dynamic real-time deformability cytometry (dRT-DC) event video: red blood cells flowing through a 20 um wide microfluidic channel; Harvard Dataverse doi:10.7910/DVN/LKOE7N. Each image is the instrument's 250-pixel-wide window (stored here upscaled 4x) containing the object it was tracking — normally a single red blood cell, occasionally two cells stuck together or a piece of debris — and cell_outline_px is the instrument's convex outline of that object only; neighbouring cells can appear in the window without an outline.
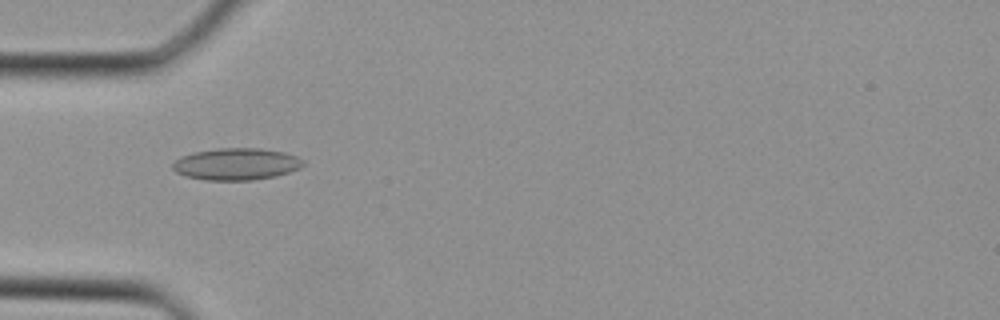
{"species": "Egyptian fruit bat (a non-hibernating species)", "species_latin": "Rousettus aegyptiacus", "temperature_condition": "cold", "stored_images_in_passage": 35, "camera_frame_rate_fps": 3000, "um_per_image_px": 0.085, "animal": {"sex": "female"}, "frame": {"image": 1, "passage_image": 11, "time_ms": 3.333, "image_size_px": [1000, 320], "cell_outline_px": [[304, 164], [300, 168], [276, 176], [252, 180], [204, 180], [188, 176], [176, 172], [172, 168], [172, 164], [180, 156], [192, 152], [220, 148], [260, 148], [284, 152], [296, 156], [304, 160]], "centroid_in_image_um": [20.09, 13.94], "position_along_channel_um": 64.9, "area_um2": 24.28}}
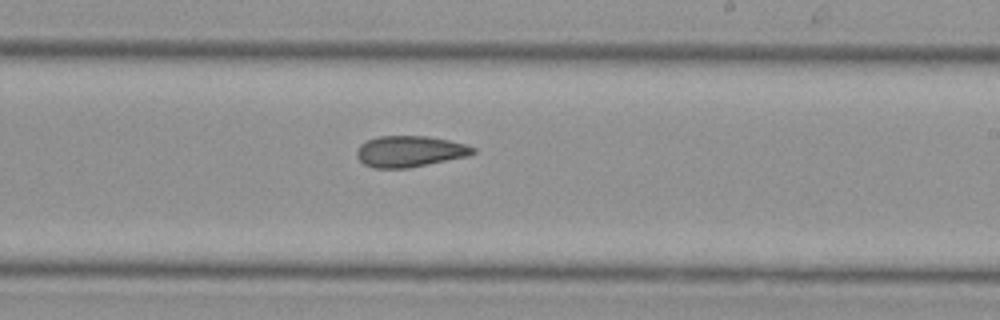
{"frame": {"image": 2, "passage_image": 21, "time_ms": 6.667, "image_size_px": [1000, 320], "cell_outline_px": [[476, 152], [468, 156], [408, 168], [372, 168], [364, 164], [356, 156], [356, 152], [360, 144], [368, 140], [380, 136], [428, 136], [448, 140], [464, 144], [476, 148]], "centroid_in_image_um": [34.82, 12.87], "position_along_channel_um": 254.2, "area_um2": 21.04}}
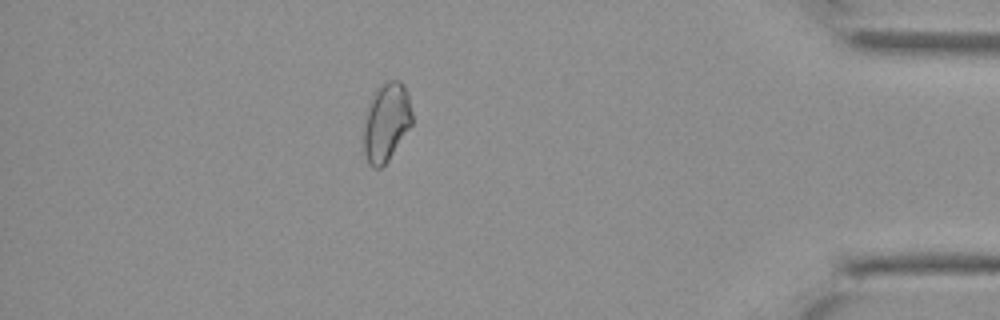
{"frame": {"image": 3, "passage_image": 31, "time_ms": 10.0, "image_size_px": [1000, 320], "cell_outline_px": [[412, 124], [388, 160], [380, 168], [372, 168], [368, 164], [364, 152], [364, 128], [372, 96], [376, 88], [388, 80], [400, 80], [408, 92], [412, 112]], "centroid_in_image_um": [32.85, 10.38], "position_along_channel_um": 402.3, "area_um2": 21.91}}